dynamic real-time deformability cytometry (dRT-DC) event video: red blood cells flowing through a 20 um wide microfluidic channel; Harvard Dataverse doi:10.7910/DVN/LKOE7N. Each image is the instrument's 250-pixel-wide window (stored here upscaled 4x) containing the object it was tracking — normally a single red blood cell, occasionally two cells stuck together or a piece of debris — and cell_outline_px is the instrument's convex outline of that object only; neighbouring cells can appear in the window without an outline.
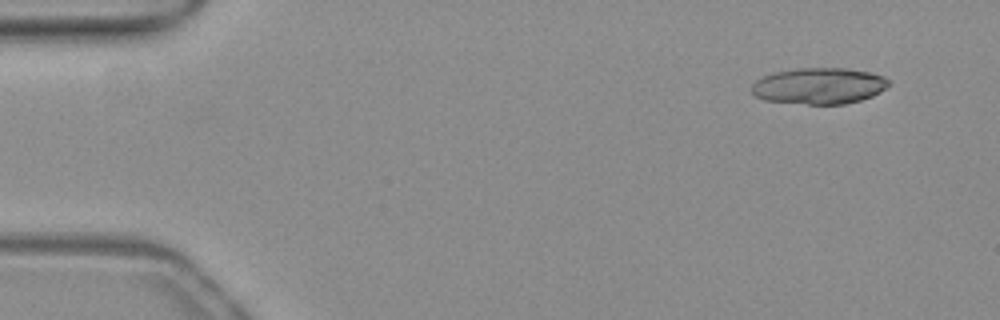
{"species": "common noctule bat (a hibernating species)", "species_latin": "Nyctalus noctula", "temperature_condition": "warm", "stored_images_in_passage": 13, "camera_frame_rate_fps": 3000, "um_per_image_px": 0.085, "animal": {"sex": "female", "body_mass_g": 19.3, "forearm_length_mm": 54.1}, "frame": {"image": 1, "passage_image": 1, "time_ms": 0.0, "image_size_px": [1000, 320], "cell_outline_px": [[888, 84], [880, 92], [872, 96], [860, 100], [844, 104], [808, 104], [764, 100], [756, 96], [752, 92], [752, 84], [756, 80], [764, 76], [776, 72], [800, 68], [848, 68], [868, 72], [884, 76], [888, 80]], "centroid_in_image_um": [69.62, 7.3], "position_along_channel_um": 15.4, "area_um2": 28.73}}
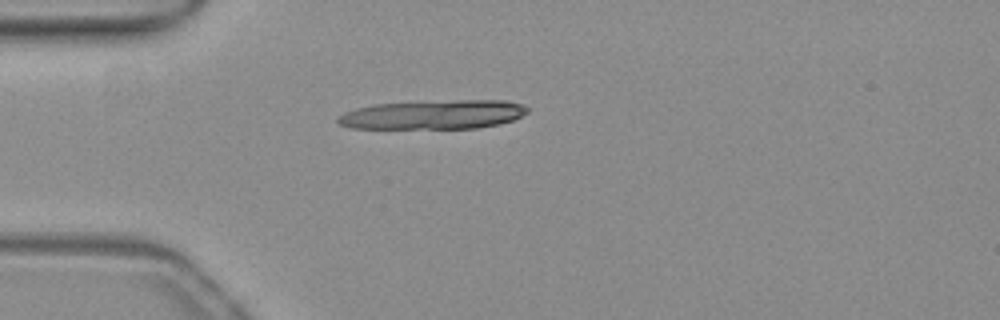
{"frame": {"image": 2, "passage_image": 11, "time_ms": 3.333, "image_size_px": [1000, 320], "cell_outline_px": [[528, 112], [512, 120], [500, 124], [476, 128], [352, 128], [340, 124], [336, 120], [336, 116], [344, 112], [356, 108], [372, 104], [456, 100], [504, 100], [524, 104], [528, 108]], "centroid_in_image_um": [36.83, 9.73], "position_along_channel_um": 48.2, "area_um2": 32.19}}